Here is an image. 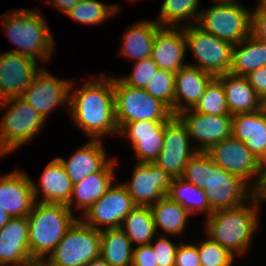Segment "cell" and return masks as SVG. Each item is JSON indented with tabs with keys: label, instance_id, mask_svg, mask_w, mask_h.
I'll list each match as a JSON object with an SVG mask.
<instances>
[{
	"label": "cell",
	"instance_id": "obj_16",
	"mask_svg": "<svg viewBox=\"0 0 266 266\" xmlns=\"http://www.w3.org/2000/svg\"><path fill=\"white\" fill-rule=\"evenodd\" d=\"M177 116L185 124L197 151L206 152L211 146L232 136V115H210L188 109ZM199 144V145H198Z\"/></svg>",
	"mask_w": 266,
	"mask_h": 266
},
{
	"label": "cell",
	"instance_id": "obj_34",
	"mask_svg": "<svg viewBox=\"0 0 266 266\" xmlns=\"http://www.w3.org/2000/svg\"><path fill=\"white\" fill-rule=\"evenodd\" d=\"M199 2L200 0H164L155 21L161 27H183L196 24L200 14L198 8L201 3Z\"/></svg>",
	"mask_w": 266,
	"mask_h": 266
},
{
	"label": "cell",
	"instance_id": "obj_6",
	"mask_svg": "<svg viewBox=\"0 0 266 266\" xmlns=\"http://www.w3.org/2000/svg\"><path fill=\"white\" fill-rule=\"evenodd\" d=\"M0 112H5L0 119V157L30 143L47 122L22 97L1 101Z\"/></svg>",
	"mask_w": 266,
	"mask_h": 266
},
{
	"label": "cell",
	"instance_id": "obj_49",
	"mask_svg": "<svg viewBox=\"0 0 266 266\" xmlns=\"http://www.w3.org/2000/svg\"><path fill=\"white\" fill-rule=\"evenodd\" d=\"M85 266H110L101 256L95 259H92Z\"/></svg>",
	"mask_w": 266,
	"mask_h": 266
},
{
	"label": "cell",
	"instance_id": "obj_12",
	"mask_svg": "<svg viewBox=\"0 0 266 266\" xmlns=\"http://www.w3.org/2000/svg\"><path fill=\"white\" fill-rule=\"evenodd\" d=\"M72 80L53 76L46 68L35 74L22 98L29 103L46 121L56 107L65 106L69 112V91Z\"/></svg>",
	"mask_w": 266,
	"mask_h": 266
},
{
	"label": "cell",
	"instance_id": "obj_51",
	"mask_svg": "<svg viewBox=\"0 0 266 266\" xmlns=\"http://www.w3.org/2000/svg\"><path fill=\"white\" fill-rule=\"evenodd\" d=\"M263 107H264V109L266 111V100L264 101Z\"/></svg>",
	"mask_w": 266,
	"mask_h": 266
},
{
	"label": "cell",
	"instance_id": "obj_3",
	"mask_svg": "<svg viewBox=\"0 0 266 266\" xmlns=\"http://www.w3.org/2000/svg\"><path fill=\"white\" fill-rule=\"evenodd\" d=\"M261 206L252 197L239 207L214 211L205 218V236L226 248L233 256L241 257L251 247L254 234L260 225Z\"/></svg>",
	"mask_w": 266,
	"mask_h": 266
},
{
	"label": "cell",
	"instance_id": "obj_13",
	"mask_svg": "<svg viewBox=\"0 0 266 266\" xmlns=\"http://www.w3.org/2000/svg\"><path fill=\"white\" fill-rule=\"evenodd\" d=\"M191 142L185 124L173 115L165 123L163 148L154 163L172 178L181 177L188 160L198 152Z\"/></svg>",
	"mask_w": 266,
	"mask_h": 266
},
{
	"label": "cell",
	"instance_id": "obj_47",
	"mask_svg": "<svg viewBox=\"0 0 266 266\" xmlns=\"http://www.w3.org/2000/svg\"><path fill=\"white\" fill-rule=\"evenodd\" d=\"M46 258L41 256H29L25 258L18 266H51L49 257Z\"/></svg>",
	"mask_w": 266,
	"mask_h": 266
},
{
	"label": "cell",
	"instance_id": "obj_15",
	"mask_svg": "<svg viewBox=\"0 0 266 266\" xmlns=\"http://www.w3.org/2000/svg\"><path fill=\"white\" fill-rule=\"evenodd\" d=\"M172 179L154 162H136L132 177L123 184L137 206H151L168 194Z\"/></svg>",
	"mask_w": 266,
	"mask_h": 266
},
{
	"label": "cell",
	"instance_id": "obj_48",
	"mask_svg": "<svg viewBox=\"0 0 266 266\" xmlns=\"http://www.w3.org/2000/svg\"><path fill=\"white\" fill-rule=\"evenodd\" d=\"M11 217L0 207V230L9 222Z\"/></svg>",
	"mask_w": 266,
	"mask_h": 266
},
{
	"label": "cell",
	"instance_id": "obj_46",
	"mask_svg": "<svg viewBox=\"0 0 266 266\" xmlns=\"http://www.w3.org/2000/svg\"><path fill=\"white\" fill-rule=\"evenodd\" d=\"M81 0H48L47 4L61 11L65 15L68 11Z\"/></svg>",
	"mask_w": 266,
	"mask_h": 266
},
{
	"label": "cell",
	"instance_id": "obj_39",
	"mask_svg": "<svg viewBox=\"0 0 266 266\" xmlns=\"http://www.w3.org/2000/svg\"><path fill=\"white\" fill-rule=\"evenodd\" d=\"M158 69V65L149 57L135 61L131 73L119 79L130 87L145 89Z\"/></svg>",
	"mask_w": 266,
	"mask_h": 266
},
{
	"label": "cell",
	"instance_id": "obj_21",
	"mask_svg": "<svg viewBox=\"0 0 266 266\" xmlns=\"http://www.w3.org/2000/svg\"><path fill=\"white\" fill-rule=\"evenodd\" d=\"M103 143L102 140L90 139L88 143L77 148L68 159L57 157L73 185L91 173L100 171L112 159L107 156Z\"/></svg>",
	"mask_w": 266,
	"mask_h": 266
},
{
	"label": "cell",
	"instance_id": "obj_19",
	"mask_svg": "<svg viewBox=\"0 0 266 266\" xmlns=\"http://www.w3.org/2000/svg\"><path fill=\"white\" fill-rule=\"evenodd\" d=\"M35 203L31 177L20 169L0 174V207L11 218L28 217Z\"/></svg>",
	"mask_w": 266,
	"mask_h": 266
},
{
	"label": "cell",
	"instance_id": "obj_9",
	"mask_svg": "<svg viewBox=\"0 0 266 266\" xmlns=\"http://www.w3.org/2000/svg\"><path fill=\"white\" fill-rule=\"evenodd\" d=\"M183 30L186 49L190 50L197 60L194 64L188 63L189 65L198 67L214 77L230 73L233 47L230 42L203 31L196 24L183 26Z\"/></svg>",
	"mask_w": 266,
	"mask_h": 266
},
{
	"label": "cell",
	"instance_id": "obj_20",
	"mask_svg": "<svg viewBox=\"0 0 266 266\" xmlns=\"http://www.w3.org/2000/svg\"><path fill=\"white\" fill-rule=\"evenodd\" d=\"M186 51L183 27H161L155 35L151 58L160 69L177 73L188 65L184 62Z\"/></svg>",
	"mask_w": 266,
	"mask_h": 266
},
{
	"label": "cell",
	"instance_id": "obj_30",
	"mask_svg": "<svg viewBox=\"0 0 266 266\" xmlns=\"http://www.w3.org/2000/svg\"><path fill=\"white\" fill-rule=\"evenodd\" d=\"M266 66V43L251 34L232 47L230 73L247 76L250 72Z\"/></svg>",
	"mask_w": 266,
	"mask_h": 266
},
{
	"label": "cell",
	"instance_id": "obj_8",
	"mask_svg": "<svg viewBox=\"0 0 266 266\" xmlns=\"http://www.w3.org/2000/svg\"><path fill=\"white\" fill-rule=\"evenodd\" d=\"M115 117L120 129L125 123L134 121H167L172 110L154 98L145 89L133 88L113 76Z\"/></svg>",
	"mask_w": 266,
	"mask_h": 266
},
{
	"label": "cell",
	"instance_id": "obj_32",
	"mask_svg": "<svg viewBox=\"0 0 266 266\" xmlns=\"http://www.w3.org/2000/svg\"><path fill=\"white\" fill-rule=\"evenodd\" d=\"M136 246L150 244L158 232L150 206H136L123 220L120 227Z\"/></svg>",
	"mask_w": 266,
	"mask_h": 266
},
{
	"label": "cell",
	"instance_id": "obj_23",
	"mask_svg": "<svg viewBox=\"0 0 266 266\" xmlns=\"http://www.w3.org/2000/svg\"><path fill=\"white\" fill-rule=\"evenodd\" d=\"M31 181L35 202L66 205L69 203L73 184L57 157L46 165L39 183L32 180V178ZM39 195H41V198Z\"/></svg>",
	"mask_w": 266,
	"mask_h": 266
},
{
	"label": "cell",
	"instance_id": "obj_27",
	"mask_svg": "<svg viewBox=\"0 0 266 266\" xmlns=\"http://www.w3.org/2000/svg\"><path fill=\"white\" fill-rule=\"evenodd\" d=\"M217 78L223 84L230 115L252 113L263 108V100L257 95L245 76L226 73Z\"/></svg>",
	"mask_w": 266,
	"mask_h": 266
},
{
	"label": "cell",
	"instance_id": "obj_43",
	"mask_svg": "<svg viewBox=\"0 0 266 266\" xmlns=\"http://www.w3.org/2000/svg\"><path fill=\"white\" fill-rule=\"evenodd\" d=\"M251 35L266 43V9L251 11Z\"/></svg>",
	"mask_w": 266,
	"mask_h": 266
},
{
	"label": "cell",
	"instance_id": "obj_10",
	"mask_svg": "<svg viewBox=\"0 0 266 266\" xmlns=\"http://www.w3.org/2000/svg\"><path fill=\"white\" fill-rule=\"evenodd\" d=\"M48 257L51 266H85L100 257V230L78 218Z\"/></svg>",
	"mask_w": 266,
	"mask_h": 266
},
{
	"label": "cell",
	"instance_id": "obj_41",
	"mask_svg": "<svg viewBox=\"0 0 266 266\" xmlns=\"http://www.w3.org/2000/svg\"><path fill=\"white\" fill-rule=\"evenodd\" d=\"M181 243L179 242L174 266H201L198 254V243Z\"/></svg>",
	"mask_w": 266,
	"mask_h": 266
},
{
	"label": "cell",
	"instance_id": "obj_22",
	"mask_svg": "<svg viewBox=\"0 0 266 266\" xmlns=\"http://www.w3.org/2000/svg\"><path fill=\"white\" fill-rule=\"evenodd\" d=\"M116 156L98 172L91 173L79 183L73 185L72 195L67 207L72 211V206L81 210L83 215L90 206L99 200L114 183Z\"/></svg>",
	"mask_w": 266,
	"mask_h": 266
},
{
	"label": "cell",
	"instance_id": "obj_7",
	"mask_svg": "<svg viewBox=\"0 0 266 266\" xmlns=\"http://www.w3.org/2000/svg\"><path fill=\"white\" fill-rule=\"evenodd\" d=\"M200 10L196 25L219 39L238 44L251 34V11L238 1L214 0Z\"/></svg>",
	"mask_w": 266,
	"mask_h": 266
},
{
	"label": "cell",
	"instance_id": "obj_36",
	"mask_svg": "<svg viewBox=\"0 0 266 266\" xmlns=\"http://www.w3.org/2000/svg\"><path fill=\"white\" fill-rule=\"evenodd\" d=\"M194 111L210 115H230L222 82L214 77L193 108Z\"/></svg>",
	"mask_w": 266,
	"mask_h": 266
},
{
	"label": "cell",
	"instance_id": "obj_29",
	"mask_svg": "<svg viewBox=\"0 0 266 266\" xmlns=\"http://www.w3.org/2000/svg\"><path fill=\"white\" fill-rule=\"evenodd\" d=\"M150 210L156 231L162 230L161 235L164 236L180 235L179 237H181L191 216L185 208L167 195L151 205Z\"/></svg>",
	"mask_w": 266,
	"mask_h": 266
},
{
	"label": "cell",
	"instance_id": "obj_37",
	"mask_svg": "<svg viewBox=\"0 0 266 266\" xmlns=\"http://www.w3.org/2000/svg\"><path fill=\"white\" fill-rule=\"evenodd\" d=\"M175 74L172 71L158 69L145 87V91L165 103L174 115Z\"/></svg>",
	"mask_w": 266,
	"mask_h": 266
},
{
	"label": "cell",
	"instance_id": "obj_26",
	"mask_svg": "<svg viewBox=\"0 0 266 266\" xmlns=\"http://www.w3.org/2000/svg\"><path fill=\"white\" fill-rule=\"evenodd\" d=\"M27 217L11 218L0 230V266H18L31 256Z\"/></svg>",
	"mask_w": 266,
	"mask_h": 266
},
{
	"label": "cell",
	"instance_id": "obj_17",
	"mask_svg": "<svg viewBox=\"0 0 266 266\" xmlns=\"http://www.w3.org/2000/svg\"><path fill=\"white\" fill-rule=\"evenodd\" d=\"M38 68L36 60L11 52L0 53V102L22 97Z\"/></svg>",
	"mask_w": 266,
	"mask_h": 266
},
{
	"label": "cell",
	"instance_id": "obj_40",
	"mask_svg": "<svg viewBox=\"0 0 266 266\" xmlns=\"http://www.w3.org/2000/svg\"><path fill=\"white\" fill-rule=\"evenodd\" d=\"M160 233L150 242L155 253V264L157 266H174L175 257L179 244L171 242V240L164 235L159 236Z\"/></svg>",
	"mask_w": 266,
	"mask_h": 266
},
{
	"label": "cell",
	"instance_id": "obj_31",
	"mask_svg": "<svg viewBox=\"0 0 266 266\" xmlns=\"http://www.w3.org/2000/svg\"><path fill=\"white\" fill-rule=\"evenodd\" d=\"M133 249L120 227L100 231V256L110 266H132Z\"/></svg>",
	"mask_w": 266,
	"mask_h": 266
},
{
	"label": "cell",
	"instance_id": "obj_38",
	"mask_svg": "<svg viewBox=\"0 0 266 266\" xmlns=\"http://www.w3.org/2000/svg\"><path fill=\"white\" fill-rule=\"evenodd\" d=\"M198 254L201 266H232L237 258L208 236L206 239L198 241Z\"/></svg>",
	"mask_w": 266,
	"mask_h": 266
},
{
	"label": "cell",
	"instance_id": "obj_1",
	"mask_svg": "<svg viewBox=\"0 0 266 266\" xmlns=\"http://www.w3.org/2000/svg\"><path fill=\"white\" fill-rule=\"evenodd\" d=\"M104 75L100 73V77L90 79L78 88L74 87L73 80L70 85L68 115L89 139L102 140L104 136L119 134L113 76Z\"/></svg>",
	"mask_w": 266,
	"mask_h": 266
},
{
	"label": "cell",
	"instance_id": "obj_33",
	"mask_svg": "<svg viewBox=\"0 0 266 266\" xmlns=\"http://www.w3.org/2000/svg\"><path fill=\"white\" fill-rule=\"evenodd\" d=\"M167 196L185 208L190 215L204 212L205 218H208L213 213L205 191L181 177L172 179Z\"/></svg>",
	"mask_w": 266,
	"mask_h": 266
},
{
	"label": "cell",
	"instance_id": "obj_11",
	"mask_svg": "<svg viewBox=\"0 0 266 266\" xmlns=\"http://www.w3.org/2000/svg\"><path fill=\"white\" fill-rule=\"evenodd\" d=\"M136 206L126 186L122 182L115 184L114 181L108 191L79 218L96 230L119 228Z\"/></svg>",
	"mask_w": 266,
	"mask_h": 266
},
{
	"label": "cell",
	"instance_id": "obj_18",
	"mask_svg": "<svg viewBox=\"0 0 266 266\" xmlns=\"http://www.w3.org/2000/svg\"><path fill=\"white\" fill-rule=\"evenodd\" d=\"M166 121H134L119 129V136L131 142L137 162H154L163 148Z\"/></svg>",
	"mask_w": 266,
	"mask_h": 266
},
{
	"label": "cell",
	"instance_id": "obj_50",
	"mask_svg": "<svg viewBox=\"0 0 266 266\" xmlns=\"http://www.w3.org/2000/svg\"><path fill=\"white\" fill-rule=\"evenodd\" d=\"M266 9V0H258V6L254 10Z\"/></svg>",
	"mask_w": 266,
	"mask_h": 266
},
{
	"label": "cell",
	"instance_id": "obj_45",
	"mask_svg": "<svg viewBox=\"0 0 266 266\" xmlns=\"http://www.w3.org/2000/svg\"><path fill=\"white\" fill-rule=\"evenodd\" d=\"M253 197L260 205L266 202V159L261 162L259 179L253 187Z\"/></svg>",
	"mask_w": 266,
	"mask_h": 266
},
{
	"label": "cell",
	"instance_id": "obj_35",
	"mask_svg": "<svg viewBox=\"0 0 266 266\" xmlns=\"http://www.w3.org/2000/svg\"><path fill=\"white\" fill-rule=\"evenodd\" d=\"M120 5L104 4L98 0H81L66 14L82 25H99L121 11Z\"/></svg>",
	"mask_w": 266,
	"mask_h": 266
},
{
	"label": "cell",
	"instance_id": "obj_25",
	"mask_svg": "<svg viewBox=\"0 0 266 266\" xmlns=\"http://www.w3.org/2000/svg\"><path fill=\"white\" fill-rule=\"evenodd\" d=\"M214 76L198 67L186 65L175 74L174 115L193 109Z\"/></svg>",
	"mask_w": 266,
	"mask_h": 266
},
{
	"label": "cell",
	"instance_id": "obj_5",
	"mask_svg": "<svg viewBox=\"0 0 266 266\" xmlns=\"http://www.w3.org/2000/svg\"><path fill=\"white\" fill-rule=\"evenodd\" d=\"M78 218L66 204L35 202L27 217L30 255L48 257Z\"/></svg>",
	"mask_w": 266,
	"mask_h": 266
},
{
	"label": "cell",
	"instance_id": "obj_28",
	"mask_svg": "<svg viewBox=\"0 0 266 266\" xmlns=\"http://www.w3.org/2000/svg\"><path fill=\"white\" fill-rule=\"evenodd\" d=\"M160 28L161 26L152 20H139L126 28L122 35L119 55L133 62L151 57L155 35Z\"/></svg>",
	"mask_w": 266,
	"mask_h": 266
},
{
	"label": "cell",
	"instance_id": "obj_44",
	"mask_svg": "<svg viewBox=\"0 0 266 266\" xmlns=\"http://www.w3.org/2000/svg\"><path fill=\"white\" fill-rule=\"evenodd\" d=\"M257 95L266 100V66L258 68L245 76Z\"/></svg>",
	"mask_w": 266,
	"mask_h": 266
},
{
	"label": "cell",
	"instance_id": "obj_2",
	"mask_svg": "<svg viewBox=\"0 0 266 266\" xmlns=\"http://www.w3.org/2000/svg\"><path fill=\"white\" fill-rule=\"evenodd\" d=\"M181 178L205 191L213 212L239 207L253 197V188L245 180L225 171L203 151L188 160Z\"/></svg>",
	"mask_w": 266,
	"mask_h": 266
},
{
	"label": "cell",
	"instance_id": "obj_24",
	"mask_svg": "<svg viewBox=\"0 0 266 266\" xmlns=\"http://www.w3.org/2000/svg\"><path fill=\"white\" fill-rule=\"evenodd\" d=\"M232 136L244 142L260 162L266 159V111L232 115Z\"/></svg>",
	"mask_w": 266,
	"mask_h": 266
},
{
	"label": "cell",
	"instance_id": "obj_42",
	"mask_svg": "<svg viewBox=\"0 0 266 266\" xmlns=\"http://www.w3.org/2000/svg\"><path fill=\"white\" fill-rule=\"evenodd\" d=\"M132 266H157L155 264V253L150 244L134 247Z\"/></svg>",
	"mask_w": 266,
	"mask_h": 266
},
{
	"label": "cell",
	"instance_id": "obj_14",
	"mask_svg": "<svg viewBox=\"0 0 266 266\" xmlns=\"http://www.w3.org/2000/svg\"><path fill=\"white\" fill-rule=\"evenodd\" d=\"M206 153L228 173L238 175L252 188L256 185L261 162L249 151L244 142L231 136L211 146Z\"/></svg>",
	"mask_w": 266,
	"mask_h": 266
},
{
	"label": "cell",
	"instance_id": "obj_4",
	"mask_svg": "<svg viewBox=\"0 0 266 266\" xmlns=\"http://www.w3.org/2000/svg\"><path fill=\"white\" fill-rule=\"evenodd\" d=\"M0 21L10 42L17 46L11 52L42 62L52 58L55 40L40 10L13 9Z\"/></svg>",
	"mask_w": 266,
	"mask_h": 266
}]
</instances>
